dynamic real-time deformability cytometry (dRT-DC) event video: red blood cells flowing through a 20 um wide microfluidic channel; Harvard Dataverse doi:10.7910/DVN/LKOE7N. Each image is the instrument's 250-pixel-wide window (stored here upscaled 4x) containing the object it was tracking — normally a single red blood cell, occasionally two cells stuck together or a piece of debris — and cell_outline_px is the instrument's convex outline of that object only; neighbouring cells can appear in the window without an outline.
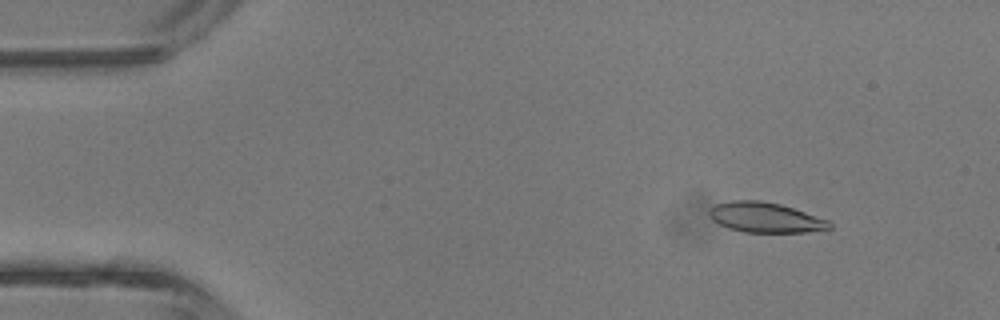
{"species": "common noctule bat (a hibernating species)", "species_latin": "Nyctalus noctula", "temperature_condition": "room temperature", "stored_images_in_passage": 41, "camera_frame_rate_fps": 3000, "um_per_image_px": 0.085, "animal": {"sex": "male", "body_mass_g": 13.3}, "frame": {"image": 1, "passage_image": 3, "time_ms": 0.667, "image_size_px": [1000, 320], "cell_outline_px": [[832, 228], [804, 232], [744, 232], [728, 228], [712, 220], [708, 216], [708, 212], [716, 204], [732, 200], [760, 200], [780, 204], [828, 220], [832, 224]], "centroid_in_image_um": [65.02, 18.48], "position_along_channel_um": 20.0, "area_um2": 20.92}}
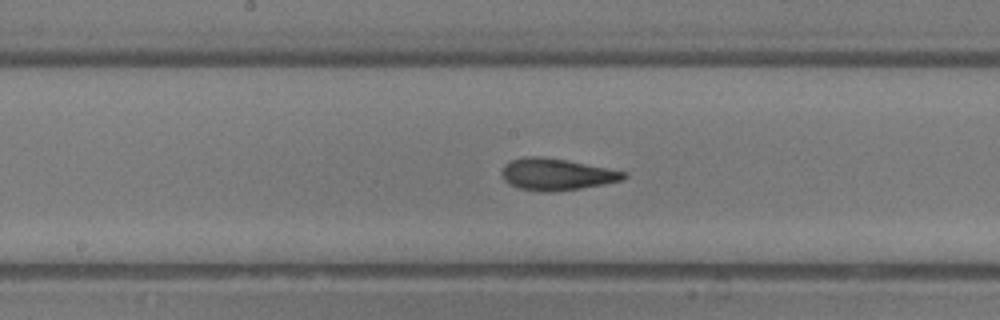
{"frame": {"image": 2, "passage_image": 20, "time_ms": 6.333, "image_size_px": [1000, 320], "cell_outline_px": [[628, 176], [624, 180], [604, 184], [556, 192], [544, 192], [520, 188], [508, 184], [504, 180], [500, 172], [504, 164], [512, 160], [524, 156], [540, 156], [564, 160], [628, 172]], "centroid_in_image_um": [47.29, 14.82], "position_along_channel_um": 200.9, "area_um2": 22.6}}
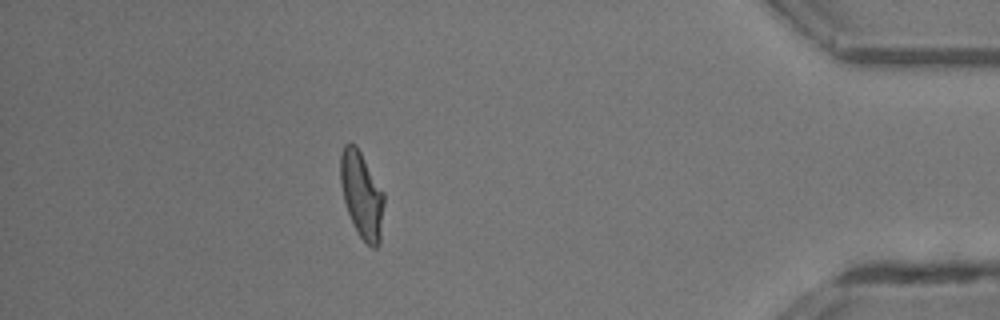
{"frame": {"image": 3, "passage_image": 36, "time_ms": 11.667, "image_size_px": [1000, 320], "cell_outline_px": [[384, 204], [380, 244], [376, 248], [372, 248], [360, 236], [348, 212], [344, 200], [340, 180], [340, 156], [344, 144], [356, 144], [384, 192]], "centroid_in_image_um": [30.76, 16.55], "position_along_channel_um": 404.4, "area_um2": 21.79}, "authors_computed_cell_mechanics": {"area_um2": 21.7328, "velocity_mm_per_s": 4.7573, "shape_relaxation_time_tau1_ms": 4.6327, "shape_relaxation_time_tau2_ms": 1.644, "deformation_change_tau1": 0.1884, "deformation_change_tau2": 0.1034}}